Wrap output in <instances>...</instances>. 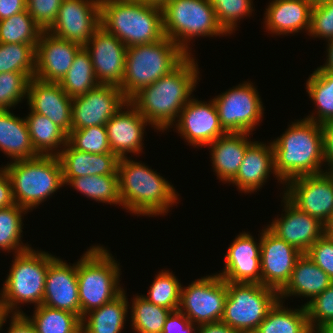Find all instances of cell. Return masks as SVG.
I'll use <instances>...</instances> for the list:
<instances>
[{"label":"cell","mask_w":333,"mask_h":333,"mask_svg":"<svg viewBox=\"0 0 333 333\" xmlns=\"http://www.w3.org/2000/svg\"><path fill=\"white\" fill-rule=\"evenodd\" d=\"M25 120L32 145L39 155L57 156L65 147L68 135L48 117L30 110Z\"/></svg>","instance_id":"cell-32"},{"label":"cell","mask_w":333,"mask_h":333,"mask_svg":"<svg viewBox=\"0 0 333 333\" xmlns=\"http://www.w3.org/2000/svg\"><path fill=\"white\" fill-rule=\"evenodd\" d=\"M0 151L13 161L31 159L35 151L24 118L15 116L9 109L0 110Z\"/></svg>","instance_id":"cell-30"},{"label":"cell","mask_w":333,"mask_h":333,"mask_svg":"<svg viewBox=\"0 0 333 333\" xmlns=\"http://www.w3.org/2000/svg\"><path fill=\"white\" fill-rule=\"evenodd\" d=\"M2 167L10 177L14 202L28 212L64 186L61 164L55 155H38Z\"/></svg>","instance_id":"cell-8"},{"label":"cell","mask_w":333,"mask_h":333,"mask_svg":"<svg viewBox=\"0 0 333 333\" xmlns=\"http://www.w3.org/2000/svg\"><path fill=\"white\" fill-rule=\"evenodd\" d=\"M276 178L283 185L290 179L323 171L324 145L322 125L303 118L271 142Z\"/></svg>","instance_id":"cell-2"},{"label":"cell","mask_w":333,"mask_h":333,"mask_svg":"<svg viewBox=\"0 0 333 333\" xmlns=\"http://www.w3.org/2000/svg\"><path fill=\"white\" fill-rule=\"evenodd\" d=\"M279 293L258 283L227 282V298L221 321L240 333H255Z\"/></svg>","instance_id":"cell-10"},{"label":"cell","mask_w":333,"mask_h":333,"mask_svg":"<svg viewBox=\"0 0 333 333\" xmlns=\"http://www.w3.org/2000/svg\"><path fill=\"white\" fill-rule=\"evenodd\" d=\"M227 298V282L218 274L203 276L181 288L178 310L198 325L221 321Z\"/></svg>","instance_id":"cell-12"},{"label":"cell","mask_w":333,"mask_h":333,"mask_svg":"<svg viewBox=\"0 0 333 333\" xmlns=\"http://www.w3.org/2000/svg\"><path fill=\"white\" fill-rule=\"evenodd\" d=\"M305 309L313 333L325 324L333 322V283L308 302Z\"/></svg>","instance_id":"cell-46"},{"label":"cell","mask_w":333,"mask_h":333,"mask_svg":"<svg viewBox=\"0 0 333 333\" xmlns=\"http://www.w3.org/2000/svg\"><path fill=\"white\" fill-rule=\"evenodd\" d=\"M128 99L114 85L99 84L72 101V130L105 125Z\"/></svg>","instance_id":"cell-15"},{"label":"cell","mask_w":333,"mask_h":333,"mask_svg":"<svg viewBox=\"0 0 333 333\" xmlns=\"http://www.w3.org/2000/svg\"><path fill=\"white\" fill-rule=\"evenodd\" d=\"M63 0H26V9L43 31H47L58 16Z\"/></svg>","instance_id":"cell-48"},{"label":"cell","mask_w":333,"mask_h":333,"mask_svg":"<svg viewBox=\"0 0 333 333\" xmlns=\"http://www.w3.org/2000/svg\"><path fill=\"white\" fill-rule=\"evenodd\" d=\"M101 26L129 48L165 37L161 7L139 0H100Z\"/></svg>","instance_id":"cell-4"},{"label":"cell","mask_w":333,"mask_h":333,"mask_svg":"<svg viewBox=\"0 0 333 333\" xmlns=\"http://www.w3.org/2000/svg\"><path fill=\"white\" fill-rule=\"evenodd\" d=\"M313 2V4L324 1V0H311Z\"/></svg>","instance_id":"cell-62"},{"label":"cell","mask_w":333,"mask_h":333,"mask_svg":"<svg viewBox=\"0 0 333 333\" xmlns=\"http://www.w3.org/2000/svg\"><path fill=\"white\" fill-rule=\"evenodd\" d=\"M327 60L324 65L317 67L315 71H327L333 73V39L327 41Z\"/></svg>","instance_id":"cell-56"},{"label":"cell","mask_w":333,"mask_h":333,"mask_svg":"<svg viewBox=\"0 0 333 333\" xmlns=\"http://www.w3.org/2000/svg\"><path fill=\"white\" fill-rule=\"evenodd\" d=\"M34 309L33 316L27 317L37 333H81V319L76 314L43 304Z\"/></svg>","instance_id":"cell-37"},{"label":"cell","mask_w":333,"mask_h":333,"mask_svg":"<svg viewBox=\"0 0 333 333\" xmlns=\"http://www.w3.org/2000/svg\"><path fill=\"white\" fill-rule=\"evenodd\" d=\"M263 143L254 141L246 149L238 173L230 182L236 185L237 190L250 194L257 192L256 190L262 188L272 173L276 176L272 144Z\"/></svg>","instance_id":"cell-25"},{"label":"cell","mask_w":333,"mask_h":333,"mask_svg":"<svg viewBox=\"0 0 333 333\" xmlns=\"http://www.w3.org/2000/svg\"><path fill=\"white\" fill-rule=\"evenodd\" d=\"M26 213L27 210L16 203L0 209V249L2 251H7V253L13 251L14 254H18L31 248L29 244L24 245L21 241L22 216Z\"/></svg>","instance_id":"cell-39"},{"label":"cell","mask_w":333,"mask_h":333,"mask_svg":"<svg viewBox=\"0 0 333 333\" xmlns=\"http://www.w3.org/2000/svg\"><path fill=\"white\" fill-rule=\"evenodd\" d=\"M261 231V284L279 293L303 253L279 239L267 227Z\"/></svg>","instance_id":"cell-17"},{"label":"cell","mask_w":333,"mask_h":333,"mask_svg":"<svg viewBox=\"0 0 333 333\" xmlns=\"http://www.w3.org/2000/svg\"><path fill=\"white\" fill-rule=\"evenodd\" d=\"M312 6L311 0H272L264 16L266 31L276 35L295 34L303 30L308 33Z\"/></svg>","instance_id":"cell-26"},{"label":"cell","mask_w":333,"mask_h":333,"mask_svg":"<svg viewBox=\"0 0 333 333\" xmlns=\"http://www.w3.org/2000/svg\"><path fill=\"white\" fill-rule=\"evenodd\" d=\"M323 145H324V162L328 165L325 172L333 173V122L322 124Z\"/></svg>","instance_id":"cell-51"},{"label":"cell","mask_w":333,"mask_h":333,"mask_svg":"<svg viewBox=\"0 0 333 333\" xmlns=\"http://www.w3.org/2000/svg\"><path fill=\"white\" fill-rule=\"evenodd\" d=\"M26 10V0H0V20Z\"/></svg>","instance_id":"cell-54"},{"label":"cell","mask_w":333,"mask_h":333,"mask_svg":"<svg viewBox=\"0 0 333 333\" xmlns=\"http://www.w3.org/2000/svg\"><path fill=\"white\" fill-rule=\"evenodd\" d=\"M37 44L0 43V73L21 72L30 79L35 76Z\"/></svg>","instance_id":"cell-41"},{"label":"cell","mask_w":333,"mask_h":333,"mask_svg":"<svg viewBox=\"0 0 333 333\" xmlns=\"http://www.w3.org/2000/svg\"><path fill=\"white\" fill-rule=\"evenodd\" d=\"M249 135L251 134L225 133L208 145L217 179L230 183L236 177L246 149L253 143Z\"/></svg>","instance_id":"cell-28"},{"label":"cell","mask_w":333,"mask_h":333,"mask_svg":"<svg viewBox=\"0 0 333 333\" xmlns=\"http://www.w3.org/2000/svg\"><path fill=\"white\" fill-rule=\"evenodd\" d=\"M195 60L193 55L187 56L169 74L143 87L128 100L156 130L163 132L171 128L192 99L191 94L200 80Z\"/></svg>","instance_id":"cell-1"},{"label":"cell","mask_w":333,"mask_h":333,"mask_svg":"<svg viewBox=\"0 0 333 333\" xmlns=\"http://www.w3.org/2000/svg\"><path fill=\"white\" fill-rule=\"evenodd\" d=\"M119 192L123 209L137 216L166 215L179 194L160 173L146 164L122 157L118 163Z\"/></svg>","instance_id":"cell-3"},{"label":"cell","mask_w":333,"mask_h":333,"mask_svg":"<svg viewBox=\"0 0 333 333\" xmlns=\"http://www.w3.org/2000/svg\"><path fill=\"white\" fill-rule=\"evenodd\" d=\"M208 102L192 98L179 113L175 124L180 137L197 148L207 147L227 133L221 126L213 99Z\"/></svg>","instance_id":"cell-18"},{"label":"cell","mask_w":333,"mask_h":333,"mask_svg":"<svg viewBox=\"0 0 333 333\" xmlns=\"http://www.w3.org/2000/svg\"><path fill=\"white\" fill-rule=\"evenodd\" d=\"M259 242L249 232L236 236L225 255V267L217 273L226 282L261 284V236Z\"/></svg>","instance_id":"cell-21"},{"label":"cell","mask_w":333,"mask_h":333,"mask_svg":"<svg viewBox=\"0 0 333 333\" xmlns=\"http://www.w3.org/2000/svg\"><path fill=\"white\" fill-rule=\"evenodd\" d=\"M327 235H329L333 239V224H331L325 232Z\"/></svg>","instance_id":"cell-60"},{"label":"cell","mask_w":333,"mask_h":333,"mask_svg":"<svg viewBox=\"0 0 333 333\" xmlns=\"http://www.w3.org/2000/svg\"><path fill=\"white\" fill-rule=\"evenodd\" d=\"M331 224H333V212H332V214H331V216H330V219H329L328 223L325 225V230H326Z\"/></svg>","instance_id":"cell-61"},{"label":"cell","mask_w":333,"mask_h":333,"mask_svg":"<svg viewBox=\"0 0 333 333\" xmlns=\"http://www.w3.org/2000/svg\"><path fill=\"white\" fill-rule=\"evenodd\" d=\"M100 26V0H63L56 20L47 31L84 46Z\"/></svg>","instance_id":"cell-14"},{"label":"cell","mask_w":333,"mask_h":333,"mask_svg":"<svg viewBox=\"0 0 333 333\" xmlns=\"http://www.w3.org/2000/svg\"><path fill=\"white\" fill-rule=\"evenodd\" d=\"M56 258L51 253L33 248L14 254L9 274L0 291L6 314H24L18 306L23 303H33L35 307L42 304L47 269Z\"/></svg>","instance_id":"cell-7"},{"label":"cell","mask_w":333,"mask_h":333,"mask_svg":"<svg viewBox=\"0 0 333 333\" xmlns=\"http://www.w3.org/2000/svg\"><path fill=\"white\" fill-rule=\"evenodd\" d=\"M125 291L81 319V333H121L128 314Z\"/></svg>","instance_id":"cell-31"},{"label":"cell","mask_w":333,"mask_h":333,"mask_svg":"<svg viewBox=\"0 0 333 333\" xmlns=\"http://www.w3.org/2000/svg\"><path fill=\"white\" fill-rule=\"evenodd\" d=\"M249 82L245 81L213 98L221 126L227 133H251L262 121V100L257 88Z\"/></svg>","instance_id":"cell-11"},{"label":"cell","mask_w":333,"mask_h":333,"mask_svg":"<svg viewBox=\"0 0 333 333\" xmlns=\"http://www.w3.org/2000/svg\"><path fill=\"white\" fill-rule=\"evenodd\" d=\"M8 316L9 314L5 313L0 299V330H2L1 327L4 325V323L7 322V319L9 318Z\"/></svg>","instance_id":"cell-58"},{"label":"cell","mask_w":333,"mask_h":333,"mask_svg":"<svg viewBox=\"0 0 333 333\" xmlns=\"http://www.w3.org/2000/svg\"><path fill=\"white\" fill-rule=\"evenodd\" d=\"M278 300L259 324L255 333H313L308 323L305 306L289 308Z\"/></svg>","instance_id":"cell-33"},{"label":"cell","mask_w":333,"mask_h":333,"mask_svg":"<svg viewBox=\"0 0 333 333\" xmlns=\"http://www.w3.org/2000/svg\"><path fill=\"white\" fill-rule=\"evenodd\" d=\"M10 327L7 333H37L34 324L30 321L27 315L24 314H11Z\"/></svg>","instance_id":"cell-52"},{"label":"cell","mask_w":333,"mask_h":333,"mask_svg":"<svg viewBox=\"0 0 333 333\" xmlns=\"http://www.w3.org/2000/svg\"><path fill=\"white\" fill-rule=\"evenodd\" d=\"M162 11L164 35L188 56L192 55L191 39L227 36L219 25L210 0H169Z\"/></svg>","instance_id":"cell-9"},{"label":"cell","mask_w":333,"mask_h":333,"mask_svg":"<svg viewBox=\"0 0 333 333\" xmlns=\"http://www.w3.org/2000/svg\"><path fill=\"white\" fill-rule=\"evenodd\" d=\"M70 185L96 202L122 206L118 175H89L72 178Z\"/></svg>","instance_id":"cell-36"},{"label":"cell","mask_w":333,"mask_h":333,"mask_svg":"<svg viewBox=\"0 0 333 333\" xmlns=\"http://www.w3.org/2000/svg\"><path fill=\"white\" fill-rule=\"evenodd\" d=\"M333 281V239L324 233L305 253Z\"/></svg>","instance_id":"cell-49"},{"label":"cell","mask_w":333,"mask_h":333,"mask_svg":"<svg viewBox=\"0 0 333 333\" xmlns=\"http://www.w3.org/2000/svg\"><path fill=\"white\" fill-rule=\"evenodd\" d=\"M197 333H240L222 321L198 325Z\"/></svg>","instance_id":"cell-55"},{"label":"cell","mask_w":333,"mask_h":333,"mask_svg":"<svg viewBox=\"0 0 333 333\" xmlns=\"http://www.w3.org/2000/svg\"><path fill=\"white\" fill-rule=\"evenodd\" d=\"M315 333H333V322L325 324L320 329H318Z\"/></svg>","instance_id":"cell-59"},{"label":"cell","mask_w":333,"mask_h":333,"mask_svg":"<svg viewBox=\"0 0 333 333\" xmlns=\"http://www.w3.org/2000/svg\"><path fill=\"white\" fill-rule=\"evenodd\" d=\"M131 326L136 333H162L163 326L172 310L147 301L142 295L132 299Z\"/></svg>","instance_id":"cell-38"},{"label":"cell","mask_w":333,"mask_h":333,"mask_svg":"<svg viewBox=\"0 0 333 333\" xmlns=\"http://www.w3.org/2000/svg\"><path fill=\"white\" fill-rule=\"evenodd\" d=\"M198 326L179 310L172 311L166 319L162 333H197Z\"/></svg>","instance_id":"cell-50"},{"label":"cell","mask_w":333,"mask_h":333,"mask_svg":"<svg viewBox=\"0 0 333 333\" xmlns=\"http://www.w3.org/2000/svg\"><path fill=\"white\" fill-rule=\"evenodd\" d=\"M170 270H161L151 284L147 296L142 295L147 301L172 311L179 308L182 285Z\"/></svg>","instance_id":"cell-42"},{"label":"cell","mask_w":333,"mask_h":333,"mask_svg":"<svg viewBox=\"0 0 333 333\" xmlns=\"http://www.w3.org/2000/svg\"><path fill=\"white\" fill-rule=\"evenodd\" d=\"M306 91L317 111L305 119L321 125L333 122V73L314 71L306 82Z\"/></svg>","instance_id":"cell-34"},{"label":"cell","mask_w":333,"mask_h":333,"mask_svg":"<svg viewBox=\"0 0 333 333\" xmlns=\"http://www.w3.org/2000/svg\"><path fill=\"white\" fill-rule=\"evenodd\" d=\"M42 32L27 9L0 20V43L37 44Z\"/></svg>","instance_id":"cell-40"},{"label":"cell","mask_w":333,"mask_h":333,"mask_svg":"<svg viewBox=\"0 0 333 333\" xmlns=\"http://www.w3.org/2000/svg\"><path fill=\"white\" fill-rule=\"evenodd\" d=\"M148 124L150 126L139 111L127 101L105 124L111 153L119 158L127 157L128 153L140 154L143 151L145 126Z\"/></svg>","instance_id":"cell-22"},{"label":"cell","mask_w":333,"mask_h":333,"mask_svg":"<svg viewBox=\"0 0 333 333\" xmlns=\"http://www.w3.org/2000/svg\"><path fill=\"white\" fill-rule=\"evenodd\" d=\"M84 47L90 54L97 82L119 87L125 72L124 43L100 26Z\"/></svg>","instance_id":"cell-16"},{"label":"cell","mask_w":333,"mask_h":333,"mask_svg":"<svg viewBox=\"0 0 333 333\" xmlns=\"http://www.w3.org/2000/svg\"><path fill=\"white\" fill-rule=\"evenodd\" d=\"M187 56L166 36L153 43L129 47L126 51L125 72L119 88L129 100L143 87L169 74Z\"/></svg>","instance_id":"cell-6"},{"label":"cell","mask_w":333,"mask_h":333,"mask_svg":"<svg viewBox=\"0 0 333 333\" xmlns=\"http://www.w3.org/2000/svg\"><path fill=\"white\" fill-rule=\"evenodd\" d=\"M59 84L71 98L83 95L99 85L90 54L84 46L75 55L70 69Z\"/></svg>","instance_id":"cell-35"},{"label":"cell","mask_w":333,"mask_h":333,"mask_svg":"<svg viewBox=\"0 0 333 333\" xmlns=\"http://www.w3.org/2000/svg\"><path fill=\"white\" fill-rule=\"evenodd\" d=\"M67 143L74 149L93 154L111 153L105 125L71 130Z\"/></svg>","instance_id":"cell-43"},{"label":"cell","mask_w":333,"mask_h":333,"mask_svg":"<svg viewBox=\"0 0 333 333\" xmlns=\"http://www.w3.org/2000/svg\"><path fill=\"white\" fill-rule=\"evenodd\" d=\"M72 101L59 83L43 82L36 78L28 83L29 110L48 117L67 135L72 130Z\"/></svg>","instance_id":"cell-23"},{"label":"cell","mask_w":333,"mask_h":333,"mask_svg":"<svg viewBox=\"0 0 333 333\" xmlns=\"http://www.w3.org/2000/svg\"><path fill=\"white\" fill-rule=\"evenodd\" d=\"M83 46L43 31L36 46L35 76L43 82L59 83Z\"/></svg>","instance_id":"cell-20"},{"label":"cell","mask_w":333,"mask_h":333,"mask_svg":"<svg viewBox=\"0 0 333 333\" xmlns=\"http://www.w3.org/2000/svg\"><path fill=\"white\" fill-rule=\"evenodd\" d=\"M284 214L274 218L267 228L279 239L294 246L301 253L308 249L326 232L325 225L317 218L299 210L285 196H282Z\"/></svg>","instance_id":"cell-19"},{"label":"cell","mask_w":333,"mask_h":333,"mask_svg":"<svg viewBox=\"0 0 333 333\" xmlns=\"http://www.w3.org/2000/svg\"><path fill=\"white\" fill-rule=\"evenodd\" d=\"M145 4L154 5L157 7H163L169 0H139Z\"/></svg>","instance_id":"cell-57"},{"label":"cell","mask_w":333,"mask_h":333,"mask_svg":"<svg viewBox=\"0 0 333 333\" xmlns=\"http://www.w3.org/2000/svg\"><path fill=\"white\" fill-rule=\"evenodd\" d=\"M57 157L61 164L64 185L79 176L118 175L120 158L114 153L81 152L66 143Z\"/></svg>","instance_id":"cell-27"},{"label":"cell","mask_w":333,"mask_h":333,"mask_svg":"<svg viewBox=\"0 0 333 333\" xmlns=\"http://www.w3.org/2000/svg\"><path fill=\"white\" fill-rule=\"evenodd\" d=\"M29 81L21 72L0 73V110L15 107L27 98Z\"/></svg>","instance_id":"cell-45"},{"label":"cell","mask_w":333,"mask_h":333,"mask_svg":"<svg viewBox=\"0 0 333 333\" xmlns=\"http://www.w3.org/2000/svg\"><path fill=\"white\" fill-rule=\"evenodd\" d=\"M332 283L331 278L303 253L295 263L288 283L279 292V300L290 296L309 297L305 306Z\"/></svg>","instance_id":"cell-29"},{"label":"cell","mask_w":333,"mask_h":333,"mask_svg":"<svg viewBox=\"0 0 333 333\" xmlns=\"http://www.w3.org/2000/svg\"><path fill=\"white\" fill-rule=\"evenodd\" d=\"M120 271L119 263L100 245L91 246L77 261L81 319L124 291L119 282Z\"/></svg>","instance_id":"cell-5"},{"label":"cell","mask_w":333,"mask_h":333,"mask_svg":"<svg viewBox=\"0 0 333 333\" xmlns=\"http://www.w3.org/2000/svg\"><path fill=\"white\" fill-rule=\"evenodd\" d=\"M72 265L57 257L48 266L42 304L69 311L81 319L77 262Z\"/></svg>","instance_id":"cell-24"},{"label":"cell","mask_w":333,"mask_h":333,"mask_svg":"<svg viewBox=\"0 0 333 333\" xmlns=\"http://www.w3.org/2000/svg\"><path fill=\"white\" fill-rule=\"evenodd\" d=\"M15 204L12 195V183L3 167H0V209Z\"/></svg>","instance_id":"cell-53"},{"label":"cell","mask_w":333,"mask_h":333,"mask_svg":"<svg viewBox=\"0 0 333 333\" xmlns=\"http://www.w3.org/2000/svg\"><path fill=\"white\" fill-rule=\"evenodd\" d=\"M308 35L326 41L333 39V0L313 4Z\"/></svg>","instance_id":"cell-47"},{"label":"cell","mask_w":333,"mask_h":333,"mask_svg":"<svg viewBox=\"0 0 333 333\" xmlns=\"http://www.w3.org/2000/svg\"><path fill=\"white\" fill-rule=\"evenodd\" d=\"M219 25L228 34L237 28L238 20L247 17L254 11L252 0H210Z\"/></svg>","instance_id":"cell-44"},{"label":"cell","mask_w":333,"mask_h":333,"mask_svg":"<svg viewBox=\"0 0 333 333\" xmlns=\"http://www.w3.org/2000/svg\"><path fill=\"white\" fill-rule=\"evenodd\" d=\"M284 195L299 210L326 225L333 212V173L302 175L288 180Z\"/></svg>","instance_id":"cell-13"}]
</instances>
